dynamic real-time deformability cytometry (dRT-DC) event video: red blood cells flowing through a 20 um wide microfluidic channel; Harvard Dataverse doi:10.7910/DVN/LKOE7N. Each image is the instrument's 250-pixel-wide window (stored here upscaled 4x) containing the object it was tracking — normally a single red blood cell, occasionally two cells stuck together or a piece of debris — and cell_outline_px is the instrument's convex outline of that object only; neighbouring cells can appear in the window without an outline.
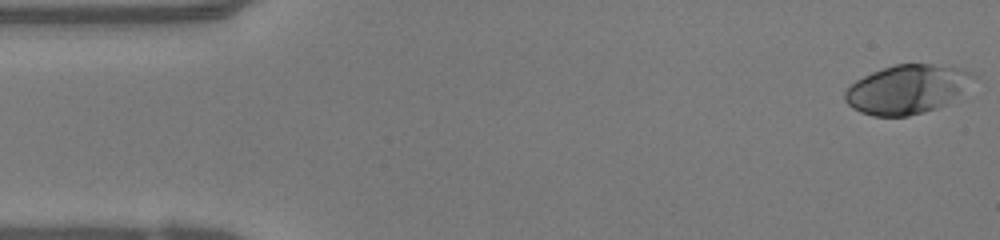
{"species": "human", "species_latin": "Homo sapiens", "temperature_condition": "warm", "stored_images_in_passage": 49, "camera_frame_rate_fps": 3000, "um_per_image_px": 0.085, "donor": {"sex": "female"}, "frame": {"image": 1, "passage_image": 1, "time_ms": 0.0, "image_size_px": [1000, 240], "cell_outline_px": [[976, 76], [948, 104], [924, 112], [908, 116], [872, 116], [860, 112], [852, 108], [844, 100], [844, 92], [856, 80], [872, 72], [896, 64], [932, 64], [964, 68], [972, 72]], "centroid_in_image_um": [77.08, 7.59], "position_along_channel_um": 7.9, "area_um2": 36.41}}
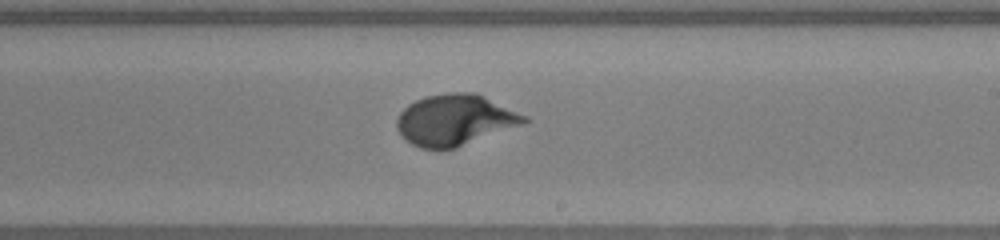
{"frame": {"image": 2, "passage_image": 28, "time_ms": 9.0, "image_size_px": [1000, 240], "cell_outline_px": [[532, 120], [524, 124], [456, 148], [420, 148], [412, 144], [400, 136], [396, 128], [396, 120], [400, 112], [408, 104], [424, 96], [448, 92], [476, 92], [528, 116]], "centroid_in_image_um": [38.68, 10.18], "position_along_channel_um": 250.3, "area_um2": 38.21}}
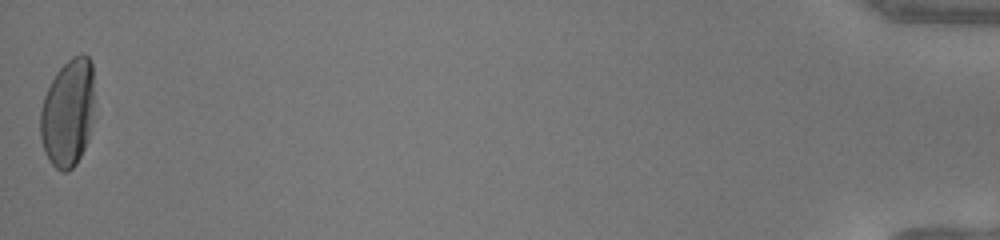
{"frame": {"image": 3, "passage_image": 49, "time_ms": 16.0, "image_size_px": [1000, 240], "cell_outline_px": [[92, 124], [88, 140], [76, 164], [68, 172], [60, 172], [52, 164], [44, 152], [40, 136], [40, 112], [44, 96], [56, 72], [72, 56], [80, 52], [84, 52], [88, 56], [92, 64]], "centroid_in_image_um": [5.75, 9.6], "position_along_channel_um": 429.4, "area_um2": 34.04}, "authors_computed_cell_mechanics": {"area_um2": 35.6048, "velocity_mm_per_s": 4.077, "shape_relaxation_time_tau1_ms": 3.7246, "shape_relaxation_time_tau2_ms": null, "deformation_change_tau1": 0.2071, "deformation_change_tau2": null}}